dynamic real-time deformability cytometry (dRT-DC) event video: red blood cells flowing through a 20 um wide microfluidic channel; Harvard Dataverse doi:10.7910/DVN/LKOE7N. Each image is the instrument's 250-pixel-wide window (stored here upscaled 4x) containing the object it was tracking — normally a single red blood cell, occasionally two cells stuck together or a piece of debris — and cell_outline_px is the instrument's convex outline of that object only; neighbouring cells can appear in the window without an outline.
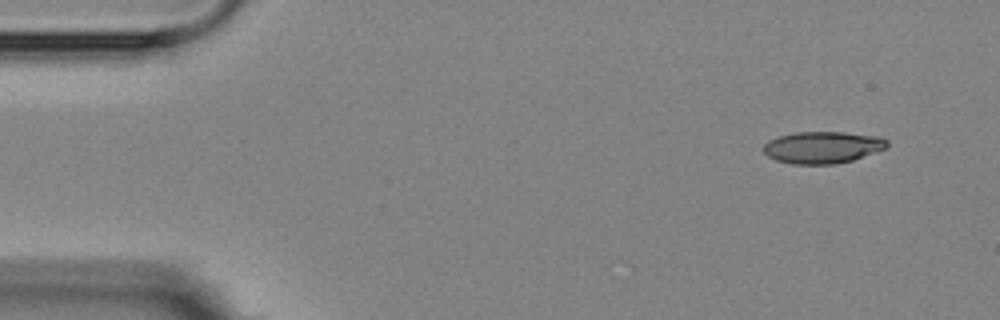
{"species": "Egyptian fruit bat (a non-hibernating species)", "species_latin": "Rousettus aegyptiacus", "temperature_condition": "room temperature", "stored_images_in_passage": 5, "camera_frame_rate_fps": 3000, "um_per_image_px": 0.085, "animal": {"sex": "female"}, "frame": {"image": 1, "passage_image": 1, "time_ms": 0.0, "image_size_px": [1000, 320], "cell_outline_px": [[888, 144], [884, 148], [852, 160], [836, 164], [792, 164], [776, 160], [768, 156], [764, 152], [764, 144], [768, 140], [780, 136], [796, 132], [844, 132], [880, 136], [888, 140]], "centroid_in_image_um": [69.91, 12.52], "position_along_channel_um": 15.1, "area_um2": 22.83}}
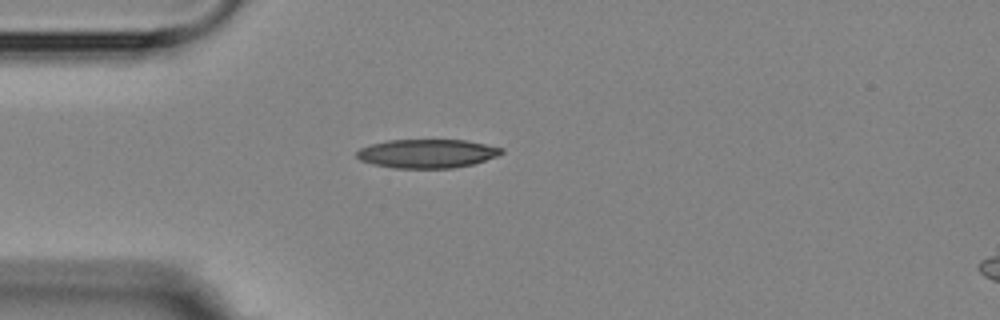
{"frame": {"image": 2, "passage_image": 4, "time_ms": 3.333, "image_size_px": [1000, 320], "cell_outline_px": [[504, 152], [496, 156], [472, 164], [452, 168], [392, 168], [372, 164], [360, 160], [356, 156], [356, 152], [360, 148], [372, 144], [388, 140], [464, 140], [504, 148]], "centroid_in_image_um": [36.27, 13.05], "position_along_channel_um": 48.7, "area_um2": 24.16}}